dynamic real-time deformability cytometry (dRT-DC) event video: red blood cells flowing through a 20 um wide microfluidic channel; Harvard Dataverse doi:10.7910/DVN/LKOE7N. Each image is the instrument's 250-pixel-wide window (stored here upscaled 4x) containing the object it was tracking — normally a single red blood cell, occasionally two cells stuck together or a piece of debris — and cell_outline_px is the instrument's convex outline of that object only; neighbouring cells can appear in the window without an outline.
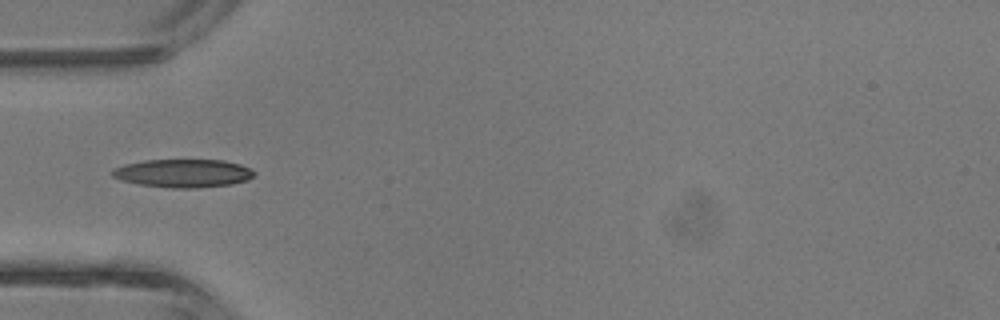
{"species": "common noctule bat (a hibernating species)", "species_latin": "Nyctalus noctula", "temperature_condition": "room temperature", "stored_images_in_passage": 4, "camera_frame_rate_fps": 3000, "um_per_image_px": 0.085, "animal": {"sex": "male", "body_mass_g": 13.3}, "frame": {"image": 1, "passage_image": 3, "time_ms": 2.333, "image_size_px": [1000, 320], "cell_outline_px": [[256, 172], [248, 180], [232, 184], [196, 188], [172, 188], [136, 184], [120, 180], [112, 176], [108, 172], [112, 168], [124, 164], [144, 160], [224, 160], [240, 164]], "centroid_in_image_um": [15.5, 14.73], "position_along_channel_um": 69.5, "area_um2": 23.58}}
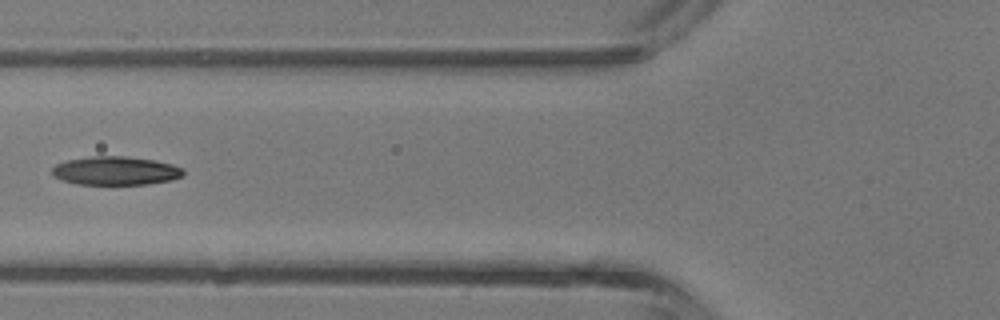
{"frame": {"image": 2, "passage_image": 4, "time_ms": 3.333, "image_size_px": [1000, 320], "cell_outline_px": [[184, 176], [172, 180], [148, 184], [76, 184], [52, 176], [52, 168], [56, 164], [68, 160], [92, 156], [124, 156], [156, 160], [172, 164], [184, 168]], "centroid_in_image_um": [9.87, 14.51], "position_along_channel_um": 115.9, "area_um2": 21.96}}